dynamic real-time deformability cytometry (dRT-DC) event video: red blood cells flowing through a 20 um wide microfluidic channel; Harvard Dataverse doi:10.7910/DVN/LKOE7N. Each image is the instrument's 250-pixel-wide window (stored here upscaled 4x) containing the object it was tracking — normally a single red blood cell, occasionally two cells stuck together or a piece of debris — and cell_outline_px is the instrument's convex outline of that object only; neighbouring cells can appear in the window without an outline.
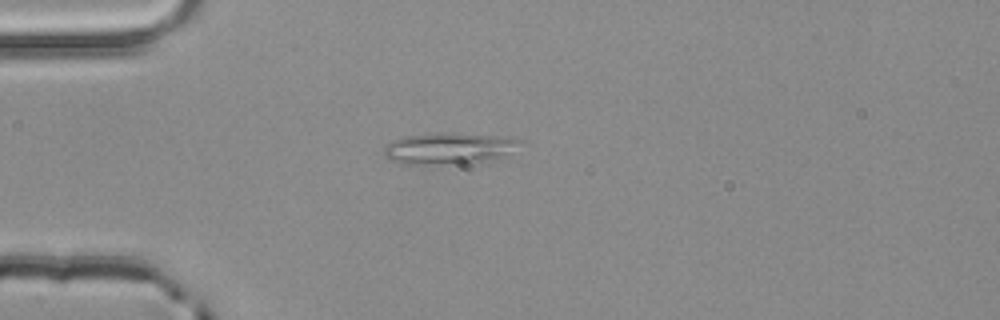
{"species": "common noctule bat (a hibernating species)", "species_latin": "Nyctalus noctula", "temperature_condition": "room temperature", "stored_images_in_passage": 3, "camera_frame_rate_fps": 3000, "um_per_image_px": 0.085, "animal": {"sex": "male", "body_mass_g": 20.4}, "frame": {"image": 1, "passage_image": 3, "time_ms": 0.667, "image_size_px": [1000, 320], "cell_outline_px": [[524, 140], [500, 156], [460, 164], [404, 164], [392, 160], [384, 156], [384, 148], [392, 140], [404, 136], [444, 132], [452, 132], [496, 136]], "centroid_in_image_um": [38.02, 12.59], "position_along_channel_um": 47.0, "area_um2": 24.28}}